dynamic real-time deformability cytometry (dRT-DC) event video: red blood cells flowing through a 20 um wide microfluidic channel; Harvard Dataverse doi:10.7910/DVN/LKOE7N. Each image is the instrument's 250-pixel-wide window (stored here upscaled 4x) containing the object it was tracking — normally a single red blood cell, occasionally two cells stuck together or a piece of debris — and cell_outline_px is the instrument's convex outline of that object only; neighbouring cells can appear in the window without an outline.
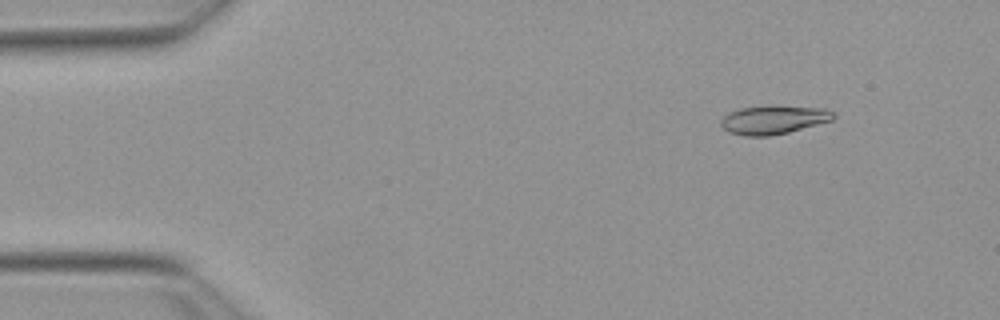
{"species": "Egyptian fruit bat (a non-hibernating species)", "species_latin": "Rousettus aegyptiacus", "temperature_condition": "warm", "stored_images_in_passage": 48, "camera_frame_rate_fps": 3000, "um_per_image_px": 0.085, "animal": {"sex": "female"}, "frame": {"image": 1, "passage_image": 1, "time_ms": 0.0, "image_size_px": [1000, 320], "cell_outline_px": [[836, 116], [832, 120], [788, 132], [772, 136], [744, 136], [728, 132], [720, 124], [720, 120], [728, 112], [740, 108], [768, 104], [776, 104], [824, 108], [832, 112]], "centroid_in_image_um": [65.72, 10.15], "position_along_channel_um": 19.3, "area_um2": 19.25}}
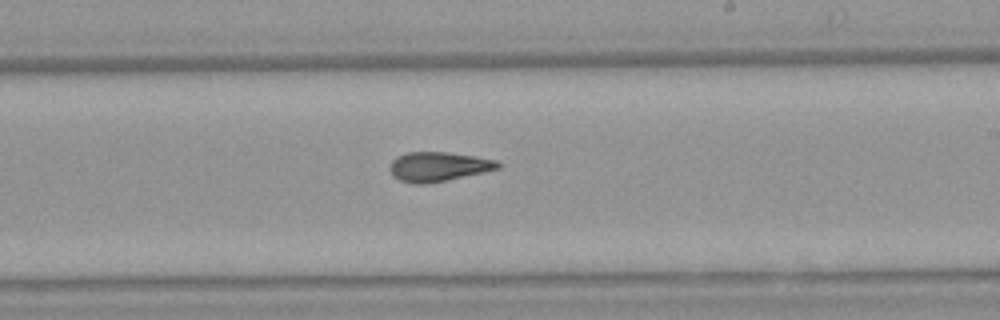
{"frame": {"image": 2, "passage_image": 26, "time_ms": 8.333, "image_size_px": [1000, 320], "cell_outline_px": [[500, 168], [484, 172], [424, 184], [412, 184], [400, 180], [392, 176], [388, 168], [392, 160], [396, 156], [408, 152], [448, 152], [476, 156], [496, 160], [500, 164]], "centroid_in_image_um": [37.21, 14.15], "position_along_channel_um": 251.8, "area_um2": 18.55}}
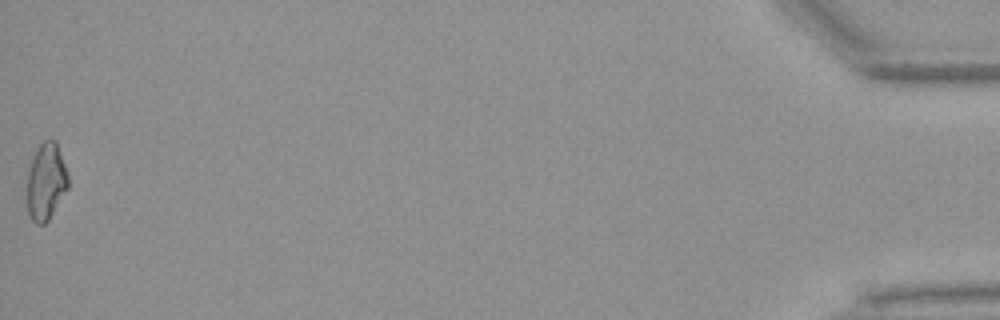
{"frame": {"image": 3, "passage_image": 48, "time_ms": 15.667, "image_size_px": [1000, 320], "cell_outline_px": [[68, 188], [48, 220], [44, 224], [36, 224], [28, 216], [28, 168], [32, 156], [36, 148], [44, 140], [56, 140], [68, 172]], "centroid_in_image_um": [3.91, 15.41], "position_along_channel_um": 431.3, "area_um2": 18.5}, "authors_computed_cell_mechanics": {"area_um2": 18.5249, "velocity_mm_per_s": 3.8457, "shape_relaxation_time_tau1_ms": 8.0069, "shape_relaxation_time_tau2_ms": 2.677, "deformation_change_tau1": 0.2253, "deformation_change_tau2": 0.1106}}